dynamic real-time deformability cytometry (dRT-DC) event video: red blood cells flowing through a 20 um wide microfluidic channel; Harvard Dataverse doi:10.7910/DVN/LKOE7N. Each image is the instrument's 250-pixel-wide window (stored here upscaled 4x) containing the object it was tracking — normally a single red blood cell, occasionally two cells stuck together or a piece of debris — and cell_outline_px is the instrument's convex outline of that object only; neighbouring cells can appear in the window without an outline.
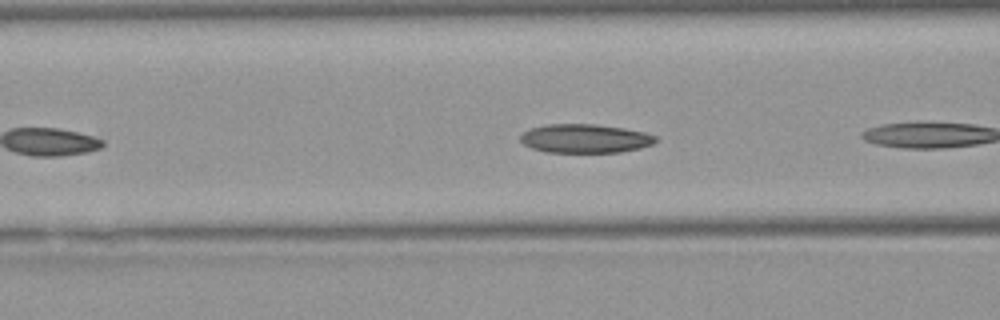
{"species": "Egyptian fruit bat (a non-hibernating species)", "species_latin": "Rousettus aegyptiacus", "temperature_condition": "warm", "stored_images_in_passage": 5, "camera_frame_rate_fps": 3000, "um_per_image_px": 0.085, "animal": {"sex": "female"}, "frame": {"image": 1, "passage_image": 4, "time_ms": 1.0, "image_size_px": [1000, 320], "cell_outline_px": [[656, 140], [652, 144], [640, 148], [620, 152], [544, 152], [532, 148], [524, 144], [520, 140], [520, 136], [524, 132], [532, 128], [544, 124], [596, 124], [624, 128], [644, 132], [656, 136]], "centroid_in_image_um": [49.72, 11.77], "position_along_channel_um": 116.9, "area_um2": 22.66}}